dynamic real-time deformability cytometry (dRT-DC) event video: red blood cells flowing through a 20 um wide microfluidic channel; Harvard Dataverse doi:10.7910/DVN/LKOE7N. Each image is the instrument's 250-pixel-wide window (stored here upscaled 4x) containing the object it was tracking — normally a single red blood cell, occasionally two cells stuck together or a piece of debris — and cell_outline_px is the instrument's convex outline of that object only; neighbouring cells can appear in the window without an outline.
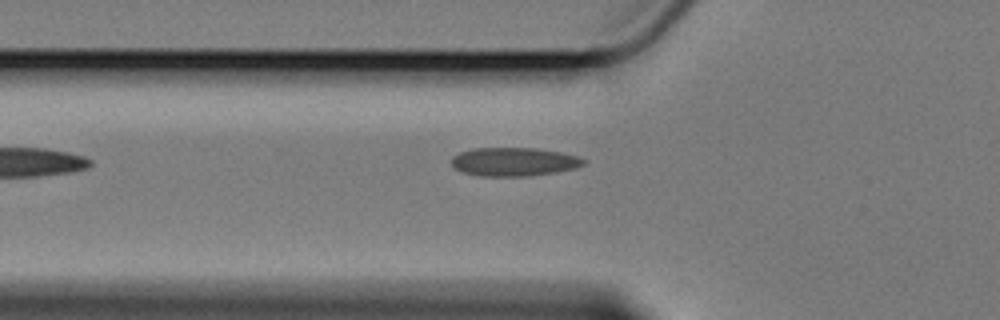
{"species": "Egyptian fruit bat (a non-hibernating species)", "species_latin": "Rousettus aegyptiacus", "temperature_condition": "cold", "stored_images_in_passage": 34, "camera_frame_rate_fps": 3000, "um_per_image_px": 0.085, "animal": {"sex": "female"}, "frame": {"image": 1, "passage_image": 2, "time_ms": 0.333, "image_size_px": [1000, 320], "cell_outline_px": [[588, 160], [584, 164], [576, 168], [552, 172], [524, 176], [480, 176], [464, 172], [456, 168], [452, 164], [452, 156], [460, 152], [476, 148], [536, 148], [560, 152], [580, 156]], "centroid_in_image_um": [43.72, 13.74], "position_along_channel_um": 82.1, "area_um2": 21.85}}
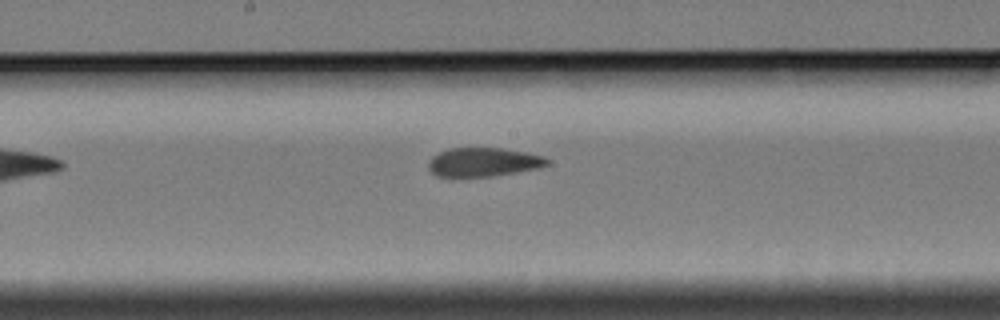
{"frame": {"image": 2, "passage_image": 13, "time_ms": 4.0, "image_size_px": [1000, 320], "cell_outline_px": [[548, 164], [536, 168], [488, 176], [436, 176], [428, 168], [428, 164], [432, 156], [448, 148], [500, 148], [524, 152], [544, 156], [548, 160]], "centroid_in_image_um": [41.03, 13.76], "position_along_channel_um": 207.2, "area_um2": 19.48}}
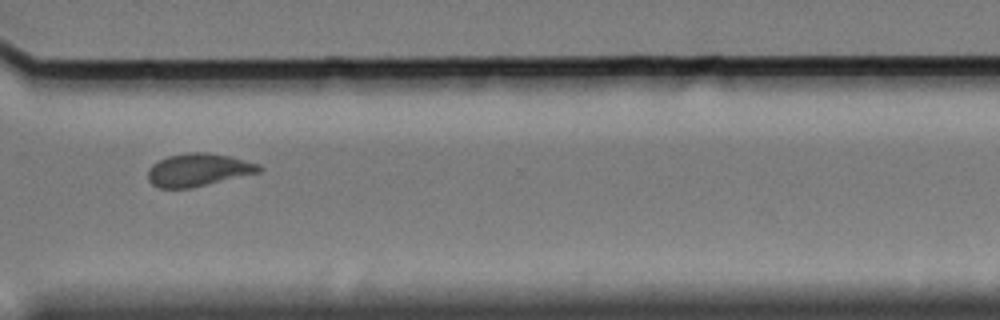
{"frame": {"image": 3, "passage_image": 26, "time_ms": 8.333, "image_size_px": [1000, 320], "cell_outline_px": [[264, 168], [260, 172], [188, 188], [160, 188], [152, 184], [148, 180], [148, 172], [152, 164], [168, 156], [188, 152], [208, 152], [232, 156], [260, 164]], "centroid_in_image_um": [16.88, 14.42], "position_along_channel_um": 353.7, "area_um2": 21.15}, "authors_computed_cell_mechanics": {"area_um2": 20.808, "velocity_mm_per_s": 3.3853, "shape_relaxation_time_tau1_ms": null, "shape_relaxation_time_tau2_ms": 2.4381, "deformation_change_tau1": null, "deformation_change_tau2": 0.0609}}